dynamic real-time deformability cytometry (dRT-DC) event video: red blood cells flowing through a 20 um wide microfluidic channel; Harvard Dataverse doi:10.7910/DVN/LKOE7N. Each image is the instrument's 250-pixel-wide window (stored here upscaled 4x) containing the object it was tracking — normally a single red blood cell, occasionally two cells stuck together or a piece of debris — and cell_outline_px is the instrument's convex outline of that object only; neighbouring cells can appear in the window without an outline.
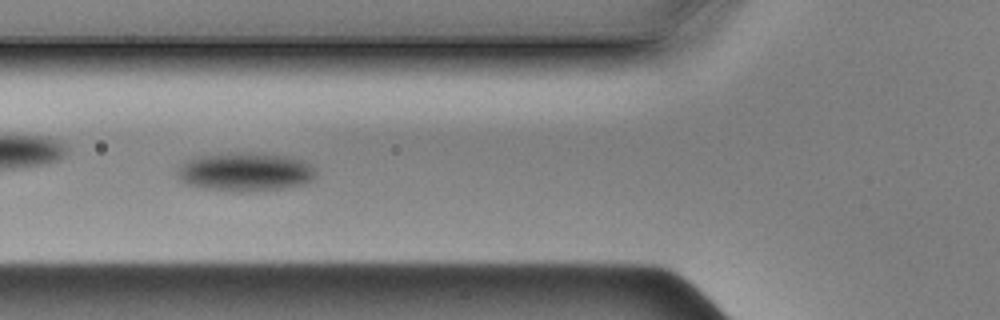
{"species": "Egyptian fruit bat (a non-hibernating species)", "species_latin": "Rousettus aegyptiacus", "temperature_condition": "cold", "stored_images_in_passage": 56, "camera_frame_rate_fps": 3000, "um_per_image_px": 0.085, "animal": {"sex": "male"}, "frame": {"image": 1, "passage_image": 20, "time_ms": 6.333, "image_size_px": [1000, 320], "cell_outline_px": [[316, 176], [312, 180], [304, 184], [280, 188], [240, 192], [236, 192], [204, 188], [188, 184], [180, 180], [176, 176], [176, 168], [188, 160], [200, 156], [236, 152], [284, 156], [304, 160], [316, 168]], "centroid_in_image_um": [20.84, 14.62], "position_along_channel_um": 105.0, "area_um2": 31.04}}
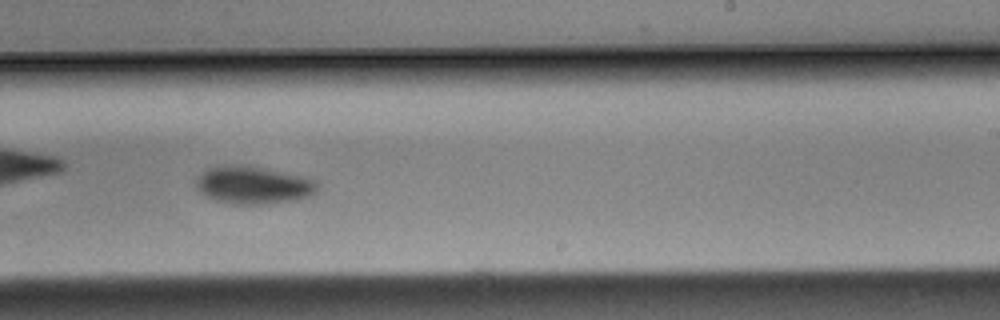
{"frame": {"image": 2, "passage_image": 34, "time_ms": 11.0, "image_size_px": [1000, 320], "cell_outline_px": [[316, 188], [308, 196], [296, 200], [264, 204], [236, 204], [216, 200], [200, 192], [196, 184], [196, 180], [208, 168], [228, 164], [248, 164], [312, 180], [316, 184]], "centroid_in_image_um": [21.45, 15.72], "position_along_channel_um": 267.5, "area_um2": 25.95}}
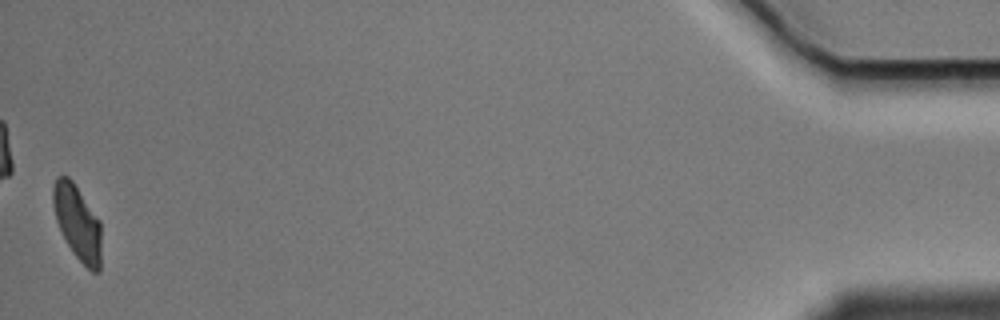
{"frame": {"image": 3, "passage_image": 56, "time_ms": 18.333, "image_size_px": [1000, 320], "cell_outline_px": [[100, 272], [92, 272], [72, 252], [56, 220], [52, 204], [52, 188], [56, 176], [68, 176], [72, 180], [100, 220]], "centroid_in_image_um": [6.57, 18.88], "position_along_channel_um": 428.6, "area_um2": 20.87}, "authors_computed_cell_mechanics": {"area_um2": 26.9637, "velocity_mm_per_s": 3.4914, "shape_relaxation_time_tau1_ms": 1.0797, "shape_relaxation_time_tau2_ms": null, "deformation_change_tau1": 0.0806, "deformation_change_tau2": null}}